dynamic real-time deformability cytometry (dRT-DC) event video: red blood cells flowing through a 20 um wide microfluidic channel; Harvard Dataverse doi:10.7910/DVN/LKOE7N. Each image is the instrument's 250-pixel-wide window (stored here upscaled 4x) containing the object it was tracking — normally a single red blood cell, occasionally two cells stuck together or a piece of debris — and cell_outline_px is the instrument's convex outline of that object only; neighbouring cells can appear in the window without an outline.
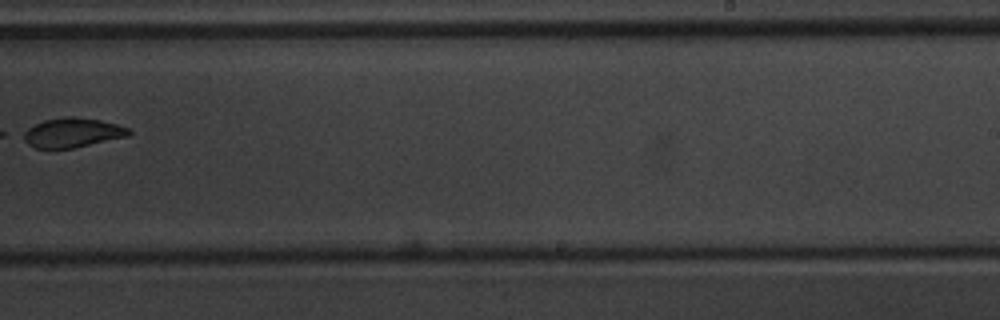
{"species": "common noctule bat (a hibernating species)", "species_latin": "Nyctalus noctula", "temperature_condition": "warm", "stored_images_in_passage": 9, "camera_frame_rate_fps": 3000, "um_per_image_px": 0.085, "animal": {"sex": "male", "body_mass_g": 20.1, "forearm_length_mm": 53.5}, "frame": {"image": 1, "passage_image": 8, "time_ms": 8.333, "image_size_px": [1000, 320], "cell_outline_px": [[132, 132], [128, 136], [72, 148], [36, 148], [28, 144], [16, 136], [20, 132], [44, 120], [68, 116], [72, 116], [100, 120], [116, 124], [128, 128]], "centroid_in_image_um": [6.06, 11.28], "position_along_channel_um": 282.9, "area_um2": 18.21}}